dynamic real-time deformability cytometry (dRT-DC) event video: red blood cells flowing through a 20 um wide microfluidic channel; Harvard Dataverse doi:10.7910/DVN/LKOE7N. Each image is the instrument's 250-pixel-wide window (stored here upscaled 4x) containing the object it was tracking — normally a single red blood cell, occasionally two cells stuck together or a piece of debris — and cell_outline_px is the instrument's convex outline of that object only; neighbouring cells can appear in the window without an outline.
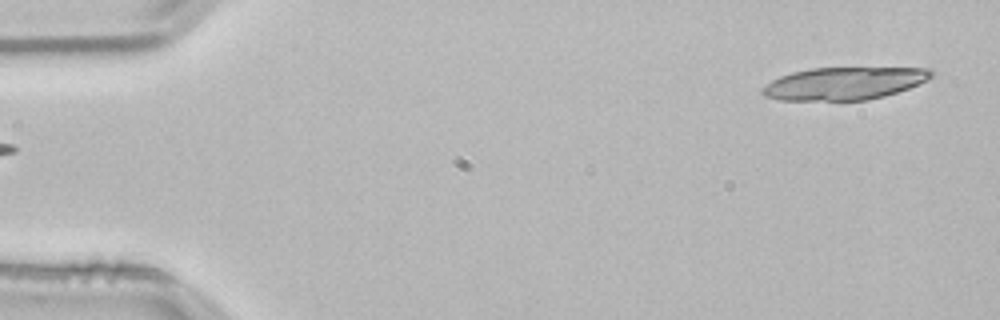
{"species": "common noctule bat (a hibernating species)", "species_latin": "Nyctalus noctula", "temperature_condition": "room temperature", "stored_images_in_passage": 16, "camera_frame_rate_fps": 3000, "um_per_image_px": 0.085, "animal": {"sex": "male", "body_mass_g": 21.5, "forearm_length_mm": 52.0}, "frame": {"image": 1, "passage_image": 1, "time_ms": 0.0, "image_size_px": [1000, 320], "cell_outline_px": [[932, 76], [928, 80], [920, 84], [884, 96], [868, 100], [780, 100], [764, 96], [760, 92], [760, 88], [772, 80], [780, 76], [792, 72], [812, 68], [932, 68]], "centroid_in_image_um": [71.73, 7.09], "position_along_channel_um": 13.3, "area_um2": 32.08}}